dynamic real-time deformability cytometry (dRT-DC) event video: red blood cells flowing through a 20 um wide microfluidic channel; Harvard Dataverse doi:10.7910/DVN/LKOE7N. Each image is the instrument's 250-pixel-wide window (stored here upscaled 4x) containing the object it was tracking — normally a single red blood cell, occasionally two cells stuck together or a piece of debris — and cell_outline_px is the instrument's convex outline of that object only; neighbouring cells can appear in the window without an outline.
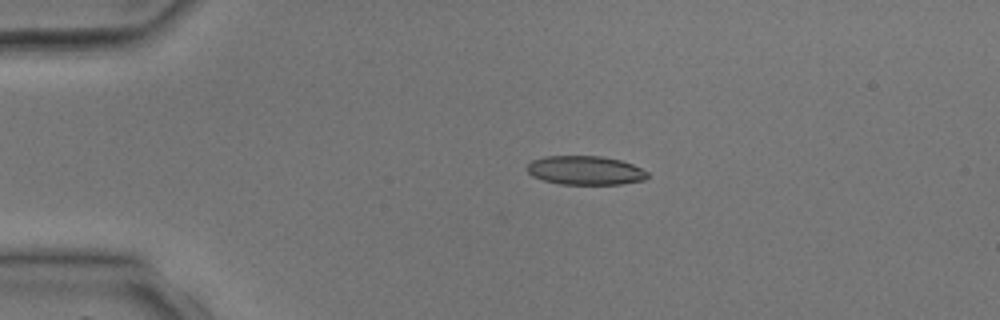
{"species": "common noctule bat (a hibernating species)", "species_latin": "Nyctalus noctula", "temperature_condition": "room temperature", "stored_images_in_passage": 3, "camera_frame_rate_fps": 3000, "um_per_image_px": 0.085, "animal": {"sex": "male", "body_mass_g": 17.9, "forearm_length_mm": 54.2}, "frame": {"image": 1, "passage_image": 2, "time_ms": 2.0, "image_size_px": [1000, 320], "cell_outline_px": [[648, 176], [644, 180], [620, 184], [560, 184], [544, 180], [532, 176], [524, 168], [532, 160], [544, 156], [600, 156], [620, 160], [632, 164], [648, 172]], "centroid_in_image_um": [49.71, 14.48], "position_along_channel_um": 35.3, "area_um2": 20.29}}
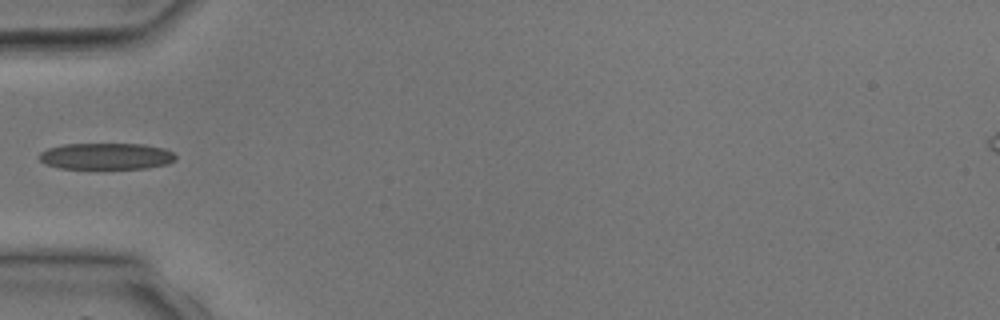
{"frame": {"image": 2, "passage_image": 3, "time_ms": 3.667, "image_size_px": [1000, 320], "cell_outline_px": [[176, 160], [168, 164], [148, 168], [60, 168], [44, 164], [36, 156], [40, 152], [48, 148], [64, 144], [144, 144], [164, 148], [172, 152], [176, 156]], "centroid_in_image_um": [9.02, 13.27], "position_along_channel_um": 76.0, "area_um2": 21.15}}